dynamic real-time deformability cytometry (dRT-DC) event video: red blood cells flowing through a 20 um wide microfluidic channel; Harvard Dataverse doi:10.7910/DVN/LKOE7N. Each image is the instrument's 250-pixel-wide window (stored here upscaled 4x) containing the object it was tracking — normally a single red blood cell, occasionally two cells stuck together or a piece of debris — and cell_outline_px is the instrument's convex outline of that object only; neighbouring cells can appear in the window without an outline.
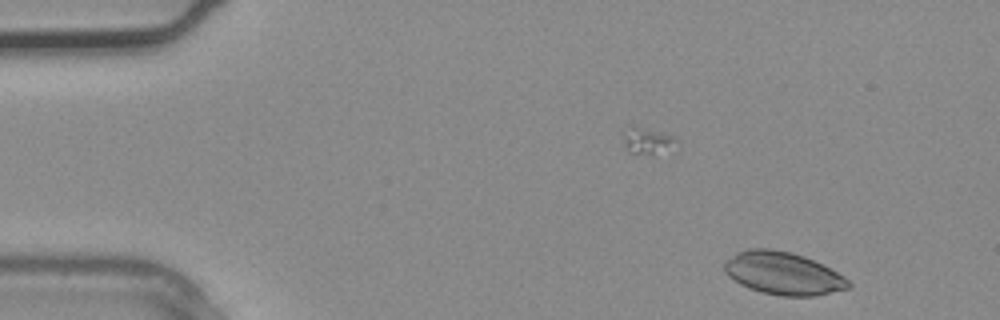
{"species": "common noctule bat (a hibernating species)", "species_latin": "Nyctalus noctula", "temperature_condition": "warm", "stored_images_in_passage": 3, "camera_frame_rate_fps": 3000, "um_per_image_px": 0.085, "animal": {"sex": "male", "body_mass_g": 20.4}, "frame": {"image": 1, "passage_image": 1, "time_ms": 0.0, "image_size_px": [1000, 320], "cell_outline_px": [[852, 288], [816, 296], [780, 296], [748, 288], [740, 284], [728, 276], [724, 272], [724, 260], [736, 252], [748, 248], [768, 248], [792, 252], [804, 256], [844, 276], [852, 284]], "centroid_in_image_um": [66.54, 23.23], "position_along_channel_um": 18.5, "area_um2": 31.04}}